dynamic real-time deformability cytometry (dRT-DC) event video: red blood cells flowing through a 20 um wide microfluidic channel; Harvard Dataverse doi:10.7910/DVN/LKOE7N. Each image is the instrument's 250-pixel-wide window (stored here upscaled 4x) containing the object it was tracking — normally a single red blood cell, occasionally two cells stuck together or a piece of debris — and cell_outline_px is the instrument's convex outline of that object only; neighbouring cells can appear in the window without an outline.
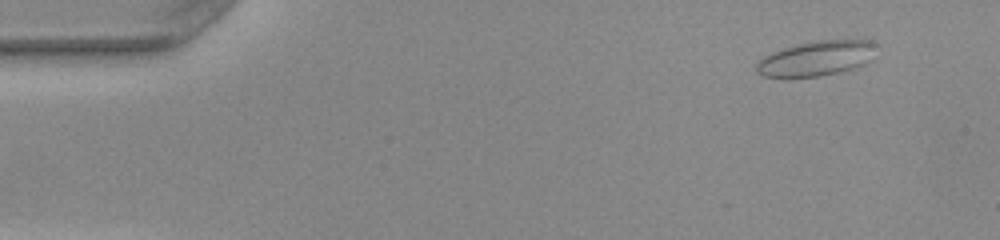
{"species": "common noctule bat (a hibernating species)", "species_latin": "Nyctalus noctula", "temperature_condition": "warm", "stored_images_in_passage": 48, "camera_frame_rate_fps": 3000, "um_per_image_px": 0.085, "animal": {"sex": "female", "body_mass_g": 22.0, "forearm_length_mm": 56.7}, "frame": {"image": 1, "passage_image": 1, "time_ms": 0.0, "image_size_px": [1000, 240], "cell_outline_px": [[880, 44], [868, 60], [852, 68], [820, 76], [764, 76], [756, 72], [756, 64], [764, 56], [772, 52], [784, 48], [816, 40], [872, 40]], "centroid_in_image_um": [69.41, 4.93], "position_along_channel_um": 15.6, "area_um2": 23.87}}
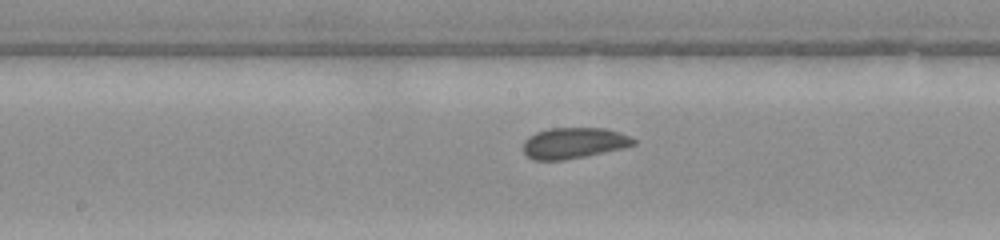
{"frame": {"image": 2, "passage_image": 23, "time_ms": 7.333, "image_size_px": [1000, 240], "cell_outline_px": [[636, 144], [624, 148], [584, 156], [560, 160], [532, 160], [524, 152], [524, 140], [528, 136], [536, 132], [548, 128], [608, 128], [620, 132], [636, 140]], "centroid_in_image_um": [48.77, 12.14], "position_along_channel_um": 199.4, "area_um2": 19.88}}
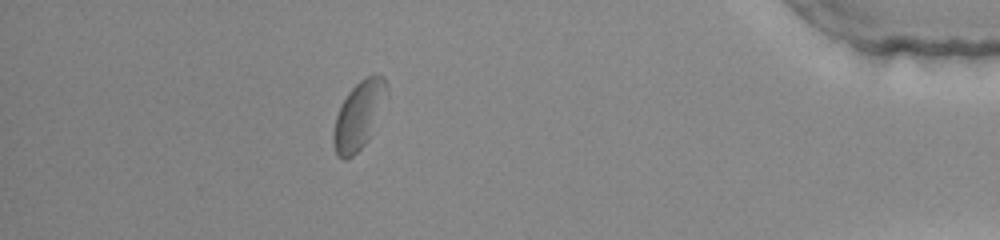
{"frame": {"image": 3, "passage_image": 42, "time_ms": 13.667, "image_size_px": [1000, 240], "cell_outline_px": [[388, 88], [368, 136], [364, 144], [352, 156], [344, 160], [336, 156], [332, 140], [332, 136], [336, 116], [348, 92], [360, 80], [376, 72], [384, 76], [388, 84]], "centroid_in_image_um": [30.45, 9.77], "position_along_channel_um": 404.8, "area_um2": 20.29}, "authors_computed_cell_mechanics": {"area_um2": 20.3167, "velocity_mm_per_s": 3.9974, "shape_relaxation_time_tau1_ms": 2.593, "shape_relaxation_time_tau2_ms": 1.9329, "deformation_change_tau1": 0.0635, "deformation_change_tau2": 0.056}}